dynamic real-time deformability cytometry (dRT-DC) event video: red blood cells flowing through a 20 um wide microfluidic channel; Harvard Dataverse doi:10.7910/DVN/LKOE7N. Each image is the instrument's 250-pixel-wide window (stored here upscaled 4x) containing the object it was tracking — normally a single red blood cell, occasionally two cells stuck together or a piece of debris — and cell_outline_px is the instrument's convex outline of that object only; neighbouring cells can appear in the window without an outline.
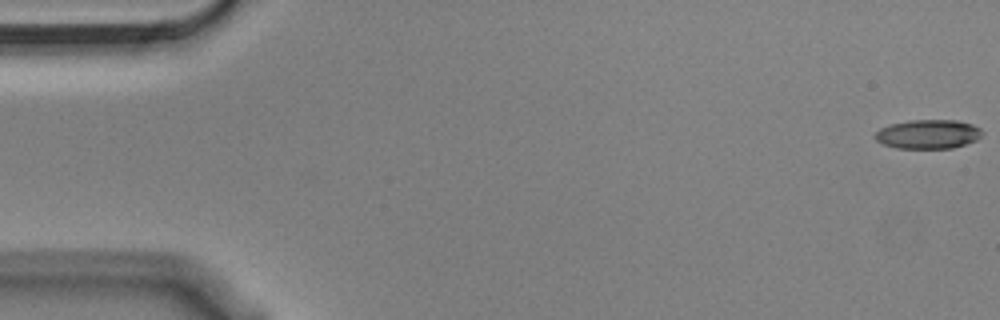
{"species": "Egyptian fruit bat (a non-hibernating species)", "species_latin": "Rousettus aegyptiacus", "temperature_condition": "cold", "stored_images_in_passage": 55, "camera_frame_rate_fps": 3000, "um_per_image_px": 0.085, "animal": {"sex": "male"}, "frame": {"image": 1, "passage_image": 1, "time_ms": 0.0, "image_size_px": [1000, 320], "cell_outline_px": [[984, 132], [976, 140], [952, 148], [896, 148], [884, 144], [876, 140], [872, 136], [880, 128], [892, 124], [908, 120], [956, 120], [972, 124], [980, 128]], "centroid_in_image_um": [78.88, 11.4], "position_along_channel_um": 6.1, "area_um2": 18.15}}
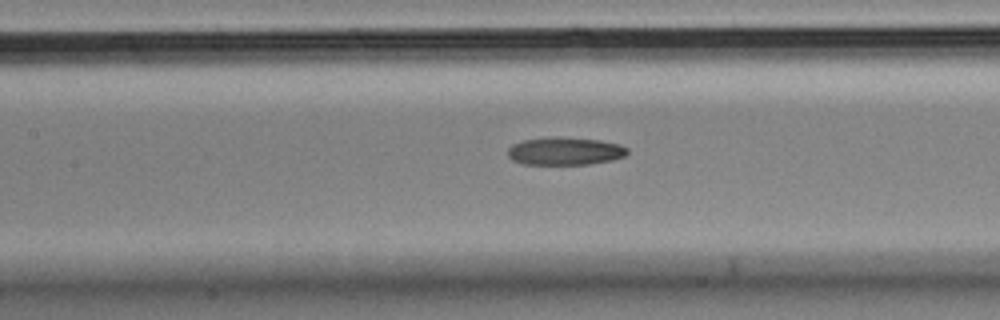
{"frame": {"image": 2, "passage_image": 25, "time_ms": 8.0, "image_size_px": [1000, 320], "cell_outline_px": [[628, 152], [624, 156], [612, 160], [588, 164], [524, 164], [512, 160], [508, 156], [508, 148], [512, 144], [520, 140], [552, 136], [560, 136], [600, 140], [620, 144], [628, 148]], "centroid_in_image_um": [48.0, 12.83], "position_along_channel_um": 159.4, "area_um2": 19.65}}
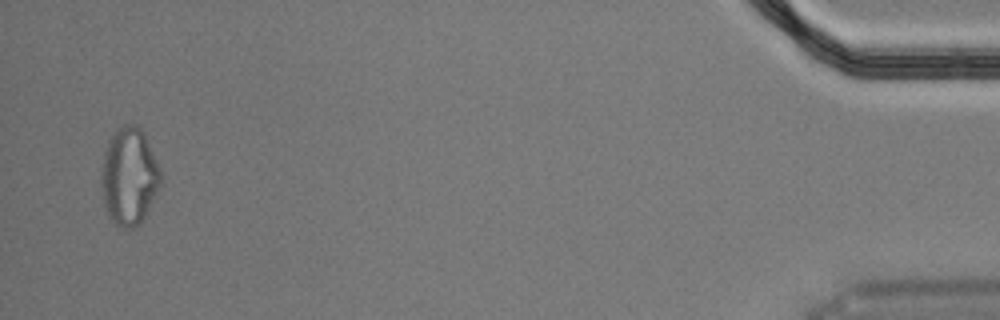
{"frame": {"image": 3, "passage_image": 54, "time_ms": 17.667, "image_size_px": [1000, 320], "cell_outline_px": [[160, 184], [140, 224], [132, 228], [124, 228], [116, 224], [112, 220], [104, 204], [100, 180], [104, 152], [108, 140], [116, 128], [124, 124], [136, 124], [144, 132], [160, 168]], "centroid_in_image_um": [10.95, 14.94], "position_along_channel_um": 424.2, "area_um2": 33.47}, "authors_computed_cell_mechanics": {"area_um2": 19.7098, "velocity_mm_per_s": 3.6343, "shape_relaxation_time_tau1_ms": 10.832, "shape_relaxation_time_tau2_ms": 4.8885, "deformation_change_tau1": 0.2493, "deformation_change_tau2": 0.1328}}